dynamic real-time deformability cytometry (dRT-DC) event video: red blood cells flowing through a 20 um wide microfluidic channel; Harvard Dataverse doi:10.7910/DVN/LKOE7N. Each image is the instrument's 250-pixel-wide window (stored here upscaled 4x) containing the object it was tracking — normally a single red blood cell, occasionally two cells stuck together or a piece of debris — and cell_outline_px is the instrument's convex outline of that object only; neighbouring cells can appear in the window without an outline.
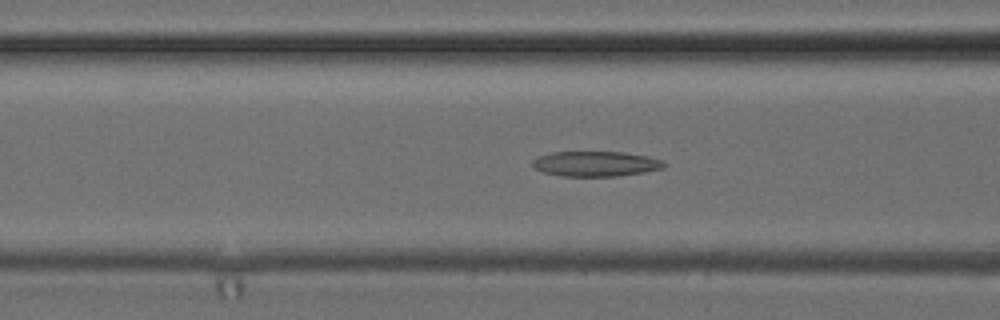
{"species": "common noctule bat (a hibernating species)", "species_latin": "Nyctalus noctula", "temperature_condition": "cold", "stored_images_in_passage": 51, "camera_frame_rate_fps": 3000, "um_per_image_px": 0.085, "animal": {"sex": "female", "body_mass_g": 24.6, "forearm_length_mm": 56.2}, "frame": {"image": 1, "passage_image": 20, "time_ms": 6.333, "image_size_px": [1000, 320], "cell_outline_px": [[668, 164], [664, 168], [644, 172], [616, 176], [564, 176], [544, 172], [536, 168], [532, 164], [532, 160], [540, 156], [552, 152], [624, 152], [648, 156], [664, 160]], "centroid_in_image_um": [50.7, 13.92], "position_along_channel_um": 115.9, "area_um2": 19.25}}
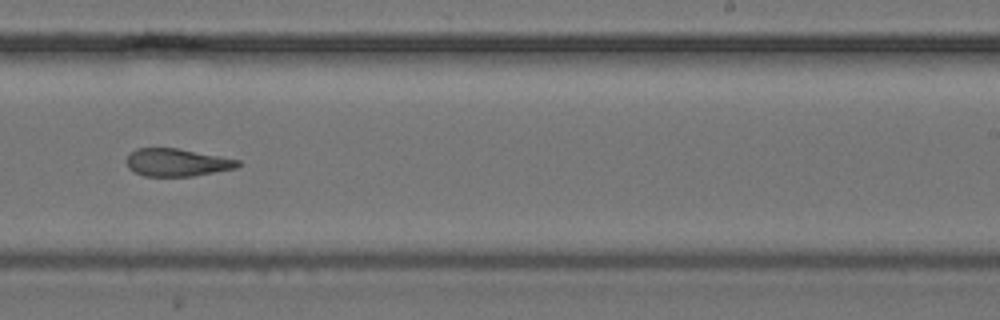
{"frame": {"image": 2, "passage_image": 32, "time_ms": 10.333, "image_size_px": [1000, 320], "cell_outline_px": [[240, 164], [236, 168], [192, 176], [144, 176], [128, 168], [128, 152], [136, 148], [176, 148], [220, 156], [240, 160]], "centroid_in_image_um": [15.03, 13.8], "position_along_channel_um": 274.0, "area_um2": 17.8}}
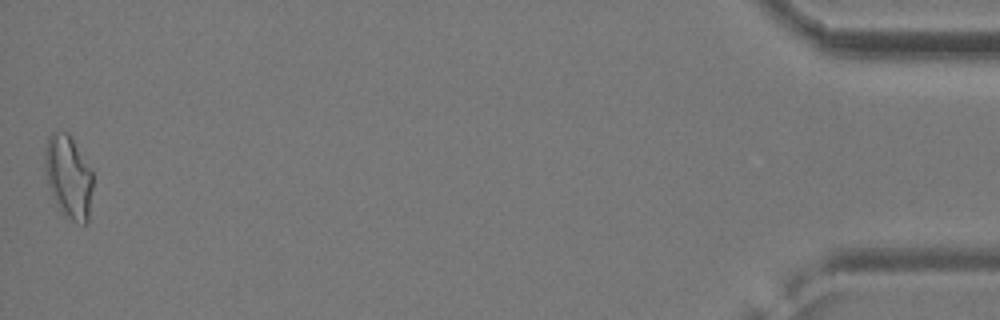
{"frame": {"image": 3, "passage_image": 51, "time_ms": 16.667, "image_size_px": [1000, 320], "cell_outline_px": [[92, 188], [88, 220], [84, 224], [72, 220], [64, 216], [60, 212], [52, 196], [48, 184], [44, 168], [44, 148], [48, 136], [52, 132], [68, 132], [92, 168]], "centroid_in_image_um": [5.81, 15.0], "position_along_channel_um": 429.4, "area_um2": 23.47}, "authors_computed_cell_mechanics": {"area_um2": 19.7098, "velocity_mm_per_s": 3.9533, "shape_relaxation_time_tau1_ms": 6.6617, "shape_relaxation_time_tau2_ms": 4.1387, "deformation_change_tau1": 0.181, "deformation_change_tau2": 0.1582}}